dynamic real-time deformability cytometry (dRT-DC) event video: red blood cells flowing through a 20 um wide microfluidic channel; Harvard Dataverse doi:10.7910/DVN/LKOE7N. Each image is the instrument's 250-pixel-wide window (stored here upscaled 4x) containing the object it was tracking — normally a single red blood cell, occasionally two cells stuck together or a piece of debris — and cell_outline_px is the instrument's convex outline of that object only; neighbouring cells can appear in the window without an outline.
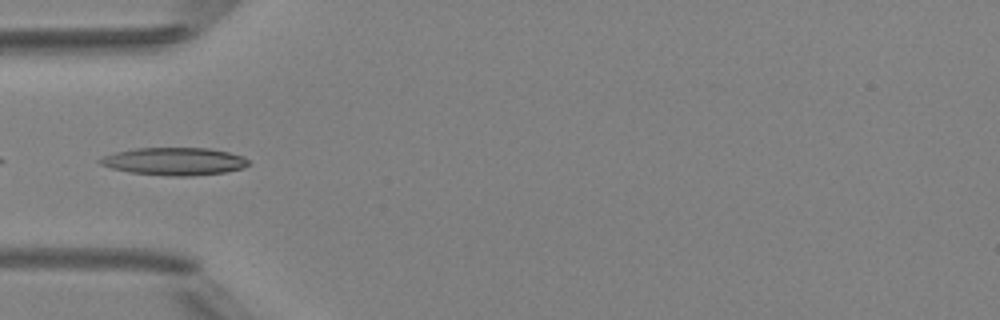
{"species": "Egyptian fruit bat (a non-hibernating species)", "species_latin": "Rousettus aegyptiacus", "temperature_condition": "room temperature", "stored_images_in_passage": 35, "camera_frame_rate_fps": 3000, "um_per_image_px": 0.085, "animal": {"sex": "female"}, "frame": {"image": 1, "passage_image": 2, "time_ms": 0.333, "image_size_px": [1000, 320], "cell_outline_px": [[252, 164], [244, 168], [224, 172], [188, 176], [168, 176], [128, 172], [112, 168], [100, 164], [96, 160], [104, 156], [116, 152], [136, 148], [208, 148], [228, 152], [240, 156], [248, 160]], "centroid_in_image_um": [14.81, 13.72], "position_along_channel_um": 70.2, "area_um2": 23.87}}
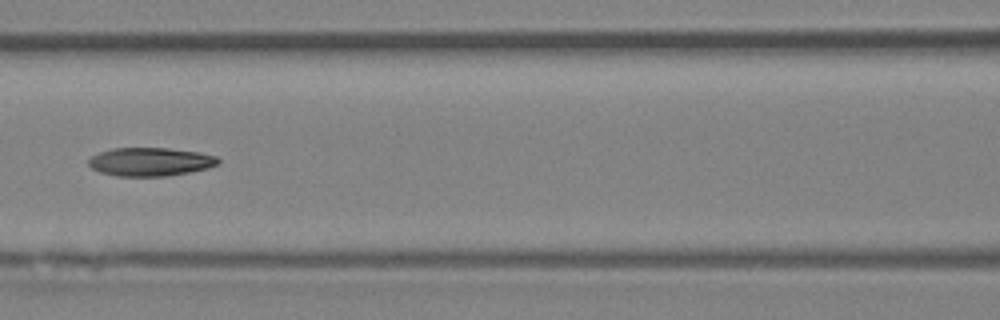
{"frame": {"image": 2, "passage_image": 8, "time_ms": 2.333, "image_size_px": [1000, 320], "cell_outline_px": [[220, 160], [216, 164], [208, 168], [168, 176], [116, 176], [100, 172], [92, 168], [88, 164], [88, 160], [92, 156], [100, 152], [112, 148], [168, 148], [200, 152], [216, 156]], "centroid_in_image_um": [12.76, 13.75], "position_along_channel_um": 153.8, "area_um2": 21.44}}
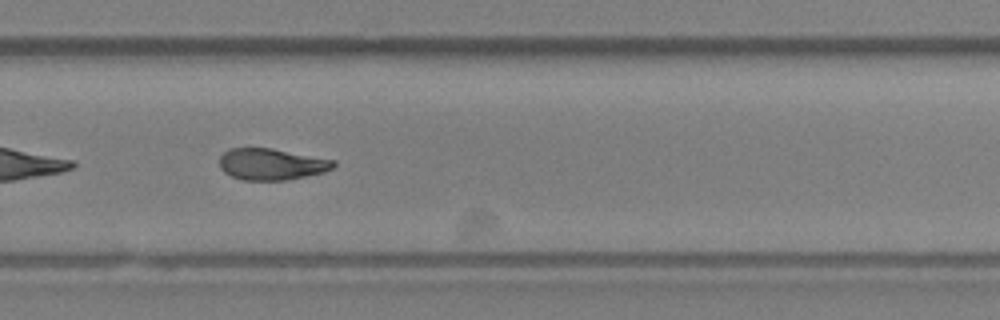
{"frame": {"image": 3, "passage_image": 19, "time_ms": 6.0, "image_size_px": [1000, 320], "cell_outline_px": [[336, 164], [332, 168], [324, 172], [288, 180], [244, 180], [232, 176], [224, 172], [220, 168], [220, 156], [228, 148], [272, 148], [336, 160]], "centroid_in_image_um": [23.08, 13.95], "position_along_channel_um": 306.7, "area_um2": 20.98}, "authors_computed_cell_mechanics": {"area_um2": 21.5594, "velocity_mm_per_s": 4.1855, "shape_relaxation_time_tau1_ms": 6.0979, "shape_relaxation_time_tau2_ms": 6.0741, "deformation_change_tau1": 0.1976, "deformation_change_tau2": 0.1521}}